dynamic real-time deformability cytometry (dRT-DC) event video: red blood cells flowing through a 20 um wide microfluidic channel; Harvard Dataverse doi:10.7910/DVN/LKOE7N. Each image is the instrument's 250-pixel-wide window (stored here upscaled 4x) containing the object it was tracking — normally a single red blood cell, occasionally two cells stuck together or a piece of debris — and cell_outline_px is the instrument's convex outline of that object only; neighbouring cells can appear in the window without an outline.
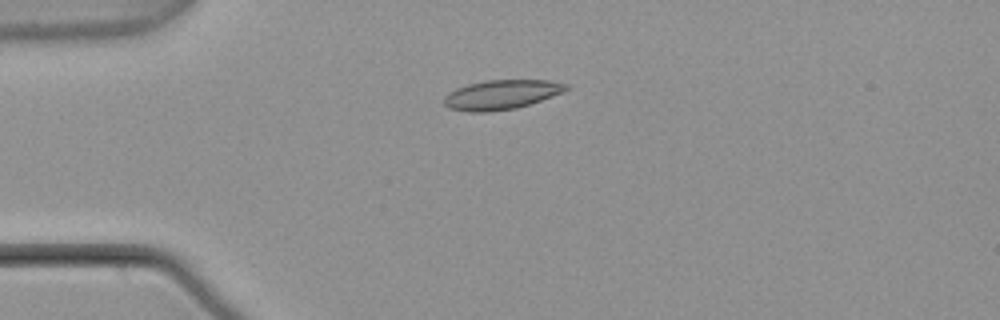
{"species": "common noctule bat (a hibernating species)", "species_latin": "Nyctalus noctula", "temperature_condition": "warm", "stored_images_in_passage": 4, "camera_frame_rate_fps": 3000, "um_per_image_px": 0.085, "animal": {"sex": "male", "body_mass_g": 21.5, "forearm_length_mm": 52.0}, "frame": {"image": 1, "passage_image": 3, "time_ms": 0.667, "image_size_px": [1000, 320], "cell_outline_px": [[572, 88], [564, 92], [516, 108], [488, 112], [468, 112], [448, 108], [444, 104], [444, 96], [448, 92], [456, 88], [468, 84], [484, 80], [548, 80], [568, 84]], "centroid_in_image_um": [42.61, 8.04], "position_along_channel_um": 42.4, "area_um2": 21.1}}